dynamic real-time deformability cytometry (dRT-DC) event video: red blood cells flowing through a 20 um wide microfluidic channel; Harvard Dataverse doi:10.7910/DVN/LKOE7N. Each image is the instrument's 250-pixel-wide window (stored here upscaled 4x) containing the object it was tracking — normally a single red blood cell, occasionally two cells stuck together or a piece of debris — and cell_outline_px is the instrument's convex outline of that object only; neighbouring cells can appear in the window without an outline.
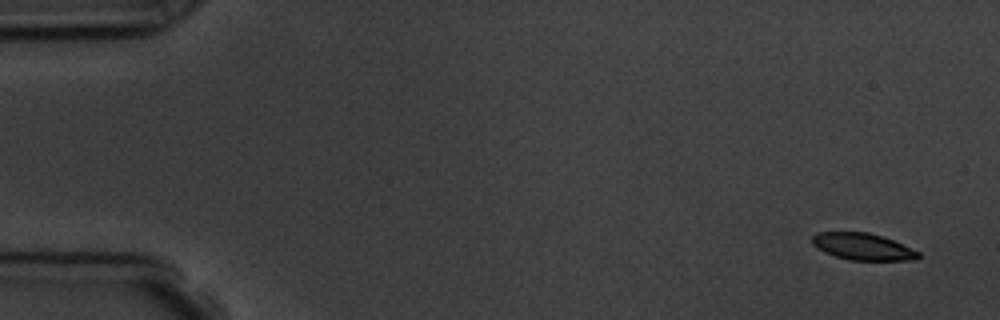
{"species": "common noctule bat (a hibernating species)", "species_latin": "Nyctalus noctula", "temperature_condition": "room temperature", "stored_images_in_passage": 4, "camera_frame_rate_fps": 3000, "um_per_image_px": 0.085, "animal": {"sex": "male", "body_mass_g": 19.5, "forearm_length_mm": 54.6}, "frame": {"image": 1, "passage_image": 1, "time_ms": 0.0, "image_size_px": [1000, 320], "cell_outline_px": [[920, 256], [916, 260], [848, 260], [824, 252], [812, 244], [812, 236], [816, 232], [868, 232], [892, 240], [920, 252]], "centroid_in_image_um": [73.31, 20.96], "position_along_channel_um": 11.7, "area_um2": 16.47}}